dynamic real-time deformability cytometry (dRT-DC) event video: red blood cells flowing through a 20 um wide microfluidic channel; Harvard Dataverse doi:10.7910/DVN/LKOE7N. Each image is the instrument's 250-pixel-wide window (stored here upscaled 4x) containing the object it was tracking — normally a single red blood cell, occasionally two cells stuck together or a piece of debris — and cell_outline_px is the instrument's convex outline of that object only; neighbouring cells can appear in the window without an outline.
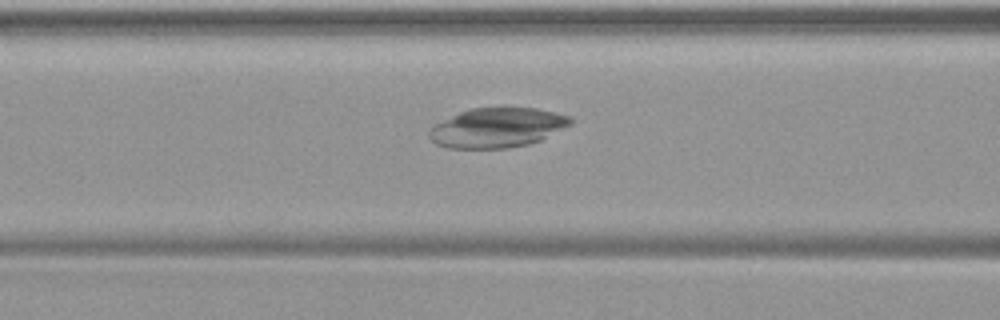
{"species": "common noctule bat (a hibernating species)", "species_latin": "Nyctalus noctula", "temperature_condition": "warm", "stored_images_in_passage": 49, "camera_frame_rate_fps": 3000, "um_per_image_px": 0.085, "animal": {"sex": "female", "body_mass_g": 19.9}, "frame": {"image": 1, "passage_image": 20, "time_ms": 6.333, "image_size_px": [1000, 320], "cell_outline_px": [[572, 124], [540, 140], [528, 144], [508, 148], [448, 148], [436, 144], [428, 136], [428, 128], [432, 124], [460, 112], [472, 108], [504, 104], [536, 108], [556, 112], [572, 116]], "centroid_in_image_um": [42.26, 10.8], "position_along_channel_um": 124.3, "area_um2": 33.7}}
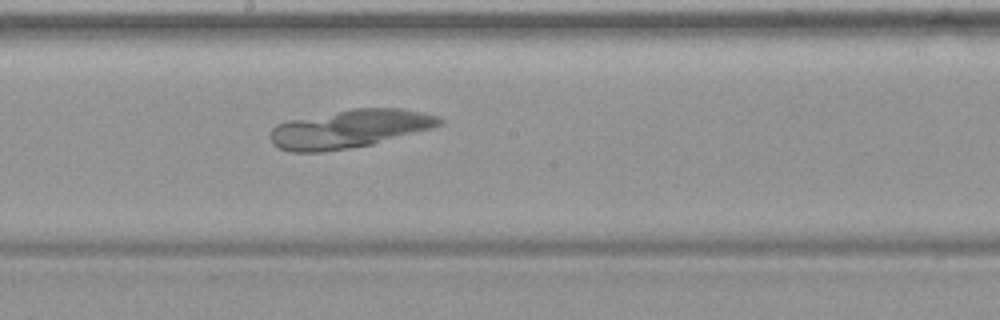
{"frame": {"image": 2, "passage_image": 27, "time_ms": 8.667, "image_size_px": [1000, 320], "cell_outline_px": [[444, 124], [432, 128], [372, 144], [324, 152], [288, 152], [272, 144], [268, 136], [272, 128], [276, 124], [288, 120], [352, 108], [400, 108], [440, 116], [444, 120]], "centroid_in_image_um": [29.68, 10.95], "position_along_channel_um": 218.5, "area_um2": 37.92}}
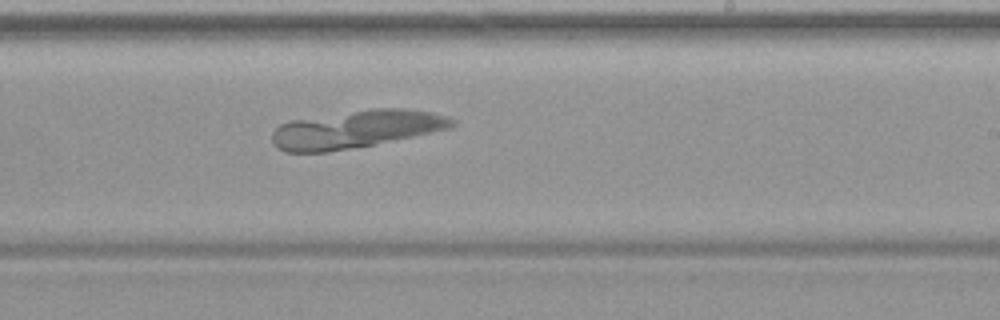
{"frame": {"image": 3, "passage_image": 30, "time_ms": 9.667, "image_size_px": [1000, 320], "cell_outline_px": [[456, 124], [452, 128], [372, 144], [328, 152], [284, 152], [276, 148], [272, 144], [272, 132], [280, 124], [292, 120], [372, 108], [404, 108], [432, 112], [448, 116], [456, 120]], "centroid_in_image_um": [30.26, 10.98], "position_along_channel_um": 258.7, "area_um2": 39.42}}